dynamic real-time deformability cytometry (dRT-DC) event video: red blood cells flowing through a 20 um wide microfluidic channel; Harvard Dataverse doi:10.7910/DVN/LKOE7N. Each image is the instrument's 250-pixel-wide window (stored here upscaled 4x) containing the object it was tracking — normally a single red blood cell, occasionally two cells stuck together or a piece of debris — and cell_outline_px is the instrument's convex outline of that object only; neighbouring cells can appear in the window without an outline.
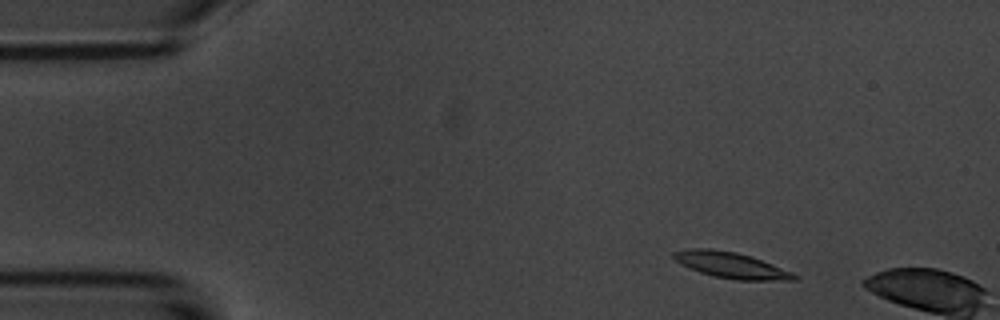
{"species": "common noctule bat (a hibernating species)", "species_latin": "Nyctalus noctula", "temperature_condition": "room temperature", "stored_images_in_passage": 3, "camera_frame_rate_fps": 3000, "um_per_image_px": 0.085, "animal": {"sex": "male", "body_mass_g": 20.1, "forearm_length_mm": 53.5}, "frame": {"image": 1, "passage_image": 1, "time_ms": 0.0, "image_size_px": [1000, 320], "cell_outline_px": [[800, 276], [796, 280], [736, 280], [712, 276], [700, 272], [680, 264], [672, 256], [672, 252], [688, 248], [708, 248], [736, 252], [752, 256], [792, 272]], "centroid_in_image_um": [62.13, 22.53], "position_along_channel_um": 22.9, "area_um2": 18.32}}